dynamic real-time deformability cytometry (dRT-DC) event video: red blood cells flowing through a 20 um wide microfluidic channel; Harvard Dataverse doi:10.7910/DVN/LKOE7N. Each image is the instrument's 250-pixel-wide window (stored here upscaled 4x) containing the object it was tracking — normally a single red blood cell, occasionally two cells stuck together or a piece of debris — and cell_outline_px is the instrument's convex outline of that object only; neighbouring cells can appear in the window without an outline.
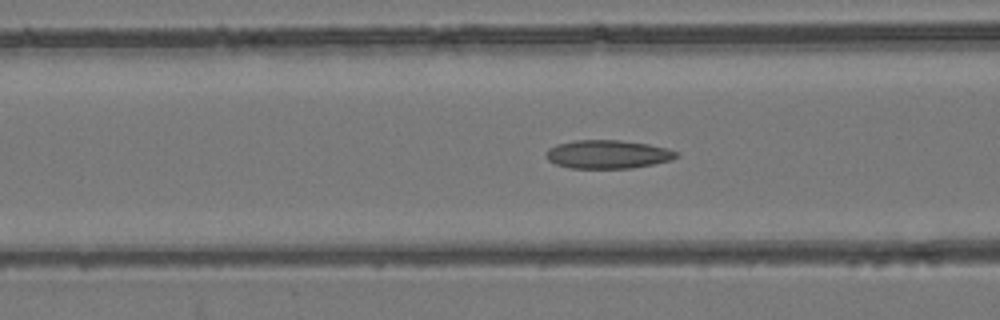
{"species": "common noctule bat (a hibernating species)", "species_latin": "Nyctalus noctula", "temperature_condition": "room temperature", "stored_images_in_passage": 54, "camera_frame_rate_fps": 3000, "um_per_image_px": 0.085, "animal": {"sex": "female", "body_mass_g": 24.6, "forearm_length_mm": 56.2}, "frame": {"image": 1, "passage_image": 22, "time_ms": 7.0, "image_size_px": [1000, 320], "cell_outline_px": [[680, 156], [672, 160], [632, 168], [568, 168], [556, 164], [548, 160], [544, 156], [548, 148], [556, 144], [576, 140], [620, 140], [648, 144], [668, 148], [680, 152]], "centroid_in_image_um": [51.67, 13.11], "position_along_channel_um": 114.9, "area_um2": 21.85}}
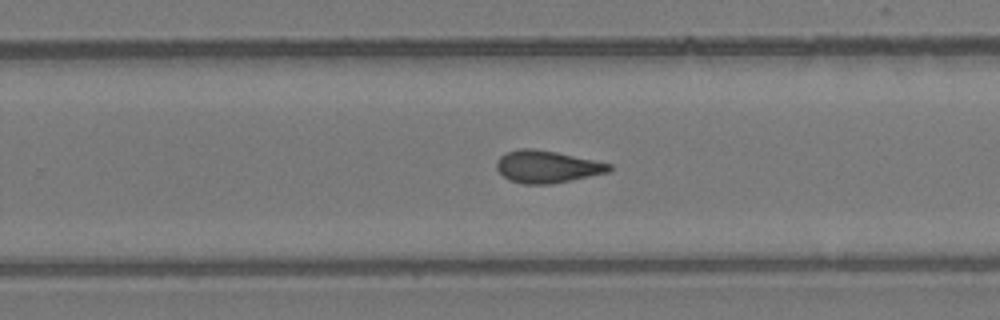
{"frame": {"image": 2, "passage_image": 35, "time_ms": 11.333, "image_size_px": [1000, 320], "cell_outline_px": [[612, 168], [608, 172], [552, 184], [524, 184], [508, 180], [496, 168], [496, 160], [504, 152], [520, 148], [532, 148], [556, 152], [612, 164]], "centroid_in_image_um": [46.45, 14.16], "position_along_channel_um": 283.4, "area_um2": 21.15}}
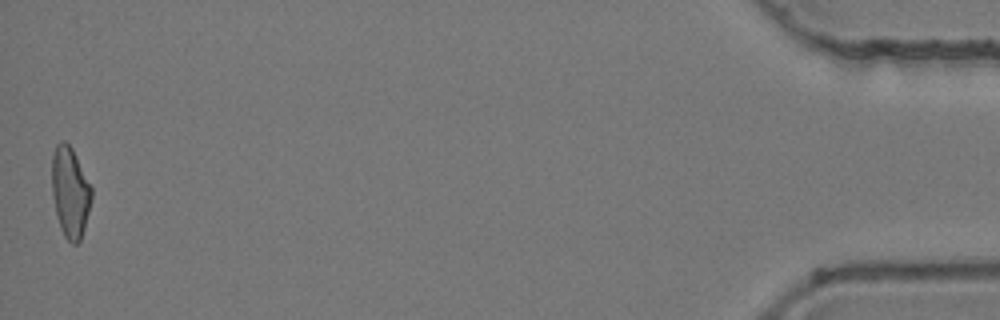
{"frame": {"image": 3, "passage_image": 54, "time_ms": 17.667, "image_size_px": [1000, 320], "cell_outline_px": [[92, 196], [84, 228], [80, 240], [76, 244], [72, 244], [64, 236], [60, 228], [56, 216], [52, 196], [52, 156], [56, 144], [60, 140], [64, 140], [72, 148], [92, 188]], "centroid_in_image_um": [5.94, 16.33], "position_along_channel_um": 429.3, "area_um2": 20.92}, "authors_computed_cell_mechanics": {"area_um2": 21.2704, "velocity_mm_per_s": 3.8951, "shape_relaxation_time_tau1_ms": null, "shape_relaxation_time_tau2_ms": 3.71, "deformation_change_tau1": null, "deformation_change_tau2": 0.1332}}